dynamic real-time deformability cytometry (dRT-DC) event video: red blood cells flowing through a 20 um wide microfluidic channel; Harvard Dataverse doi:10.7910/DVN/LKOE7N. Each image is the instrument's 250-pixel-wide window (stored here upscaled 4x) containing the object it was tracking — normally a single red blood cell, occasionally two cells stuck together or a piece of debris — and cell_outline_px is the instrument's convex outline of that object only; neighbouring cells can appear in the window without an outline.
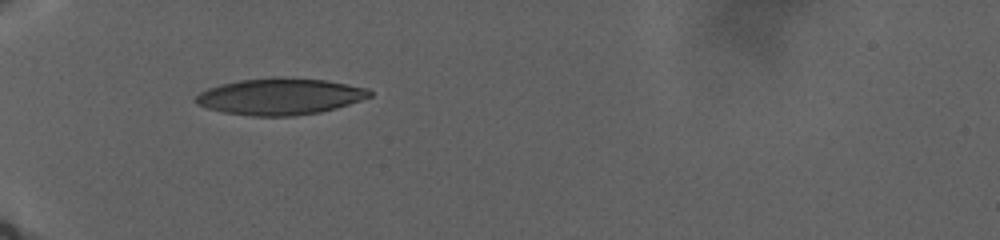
{"species": "human", "species_latin": "Homo sapiens", "temperature_condition": "warm", "stored_images_in_passage": 2, "camera_frame_rate_fps": 3000, "um_per_image_px": 0.085, "donor": {"sex": "male"}, "frame": {"image": 1, "passage_image": 1, "time_ms": 0.0, "image_size_px": [1000, 240], "cell_outline_px": [[372, 96], [336, 108], [320, 112], [296, 116], [252, 116], [224, 112], [208, 108], [196, 104], [192, 100], [200, 92], [208, 88], [220, 84], [240, 80], [272, 76], [280, 76], [324, 80], [368, 88], [372, 92]], "centroid_in_image_um": [23.78, 8.19], "position_along_channel_um": 61.2, "area_um2": 37.22}}